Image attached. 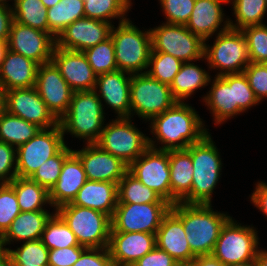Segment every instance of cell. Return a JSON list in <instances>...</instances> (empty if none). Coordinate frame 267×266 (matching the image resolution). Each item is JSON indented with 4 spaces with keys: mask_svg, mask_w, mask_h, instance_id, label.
Returning <instances> with one entry per match:
<instances>
[{
    "mask_svg": "<svg viewBox=\"0 0 267 266\" xmlns=\"http://www.w3.org/2000/svg\"><path fill=\"white\" fill-rule=\"evenodd\" d=\"M170 208V203L117 204L110 232L156 234Z\"/></svg>",
    "mask_w": 267,
    "mask_h": 266,
    "instance_id": "13",
    "label": "cell"
},
{
    "mask_svg": "<svg viewBox=\"0 0 267 266\" xmlns=\"http://www.w3.org/2000/svg\"><path fill=\"white\" fill-rule=\"evenodd\" d=\"M222 3L228 0H196L186 27L204 42L219 30L224 21Z\"/></svg>",
    "mask_w": 267,
    "mask_h": 266,
    "instance_id": "28",
    "label": "cell"
},
{
    "mask_svg": "<svg viewBox=\"0 0 267 266\" xmlns=\"http://www.w3.org/2000/svg\"><path fill=\"white\" fill-rule=\"evenodd\" d=\"M241 31L247 42L250 61L253 63L267 62L266 24L249 26Z\"/></svg>",
    "mask_w": 267,
    "mask_h": 266,
    "instance_id": "44",
    "label": "cell"
},
{
    "mask_svg": "<svg viewBox=\"0 0 267 266\" xmlns=\"http://www.w3.org/2000/svg\"><path fill=\"white\" fill-rule=\"evenodd\" d=\"M131 117H117L104 126L99 140L95 143L103 151L122 159L127 165L135 161L149 147L145 136L131 122Z\"/></svg>",
    "mask_w": 267,
    "mask_h": 266,
    "instance_id": "9",
    "label": "cell"
},
{
    "mask_svg": "<svg viewBox=\"0 0 267 266\" xmlns=\"http://www.w3.org/2000/svg\"><path fill=\"white\" fill-rule=\"evenodd\" d=\"M168 203L129 171L118 183V204Z\"/></svg>",
    "mask_w": 267,
    "mask_h": 266,
    "instance_id": "35",
    "label": "cell"
},
{
    "mask_svg": "<svg viewBox=\"0 0 267 266\" xmlns=\"http://www.w3.org/2000/svg\"><path fill=\"white\" fill-rule=\"evenodd\" d=\"M255 261L257 266H267V251L259 249Z\"/></svg>",
    "mask_w": 267,
    "mask_h": 266,
    "instance_id": "57",
    "label": "cell"
},
{
    "mask_svg": "<svg viewBox=\"0 0 267 266\" xmlns=\"http://www.w3.org/2000/svg\"><path fill=\"white\" fill-rule=\"evenodd\" d=\"M52 215L53 213L50 214L48 211L21 212L0 237V248L5 249V246L11 244V241L39 240Z\"/></svg>",
    "mask_w": 267,
    "mask_h": 266,
    "instance_id": "29",
    "label": "cell"
},
{
    "mask_svg": "<svg viewBox=\"0 0 267 266\" xmlns=\"http://www.w3.org/2000/svg\"><path fill=\"white\" fill-rule=\"evenodd\" d=\"M232 6L236 24L229 20V27L242 30L249 26L262 25L264 14L267 12L266 0H228ZM232 21V22H231Z\"/></svg>",
    "mask_w": 267,
    "mask_h": 266,
    "instance_id": "38",
    "label": "cell"
},
{
    "mask_svg": "<svg viewBox=\"0 0 267 266\" xmlns=\"http://www.w3.org/2000/svg\"><path fill=\"white\" fill-rule=\"evenodd\" d=\"M211 82V78L206 70L194 63L185 62L180 71L175 75L170 84L173 97L180 102L191 97L194 91L205 87Z\"/></svg>",
    "mask_w": 267,
    "mask_h": 266,
    "instance_id": "31",
    "label": "cell"
},
{
    "mask_svg": "<svg viewBox=\"0 0 267 266\" xmlns=\"http://www.w3.org/2000/svg\"><path fill=\"white\" fill-rule=\"evenodd\" d=\"M45 8H50L61 0H41Z\"/></svg>",
    "mask_w": 267,
    "mask_h": 266,
    "instance_id": "59",
    "label": "cell"
},
{
    "mask_svg": "<svg viewBox=\"0 0 267 266\" xmlns=\"http://www.w3.org/2000/svg\"><path fill=\"white\" fill-rule=\"evenodd\" d=\"M103 109L95 90L74 92L67 112L59 119L63 134L69 132L87 144L96 143L104 129Z\"/></svg>",
    "mask_w": 267,
    "mask_h": 266,
    "instance_id": "4",
    "label": "cell"
},
{
    "mask_svg": "<svg viewBox=\"0 0 267 266\" xmlns=\"http://www.w3.org/2000/svg\"><path fill=\"white\" fill-rule=\"evenodd\" d=\"M178 262L157 246L132 266H177Z\"/></svg>",
    "mask_w": 267,
    "mask_h": 266,
    "instance_id": "52",
    "label": "cell"
},
{
    "mask_svg": "<svg viewBox=\"0 0 267 266\" xmlns=\"http://www.w3.org/2000/svg\"><path fill=\"white\" fill-rule=\"evenodd\" d=\"M51 61L74 92L94 90L97 75L82 51L55 46Z\"/></svg>",
    "mask_w": 267,
    "mask_h": 266,
    "instance_id": "20",
    "label": "cell"
},
{
    "mask_svg": "<svg viewBox=\"0 0 267 266\" xmlns=\"http://www.w3.org/2000/svg\"><path fill=\"white\" fill-rule=\"evenodd\" d=\"M243 72L256 98L261 102L267 97V67L263 63L250 62Z\"/></svg>",
    "mask_w": 267,
    "mask_h": 266,
    "instance_id": "48",
    "label": "cell"
},
{
    "mask_svg": "<svg viewBox=\"0 0 267 266\" xmlns=\"http://www.w3.org/2000/svg\"><path fill=\"white\" fill-rule=\"evenodd\" d=\"M84 17V0H61L47 8L49 33L56 39L68 25Z\"/></svg>",
    "mask_w": 267,
    "mask_h": 266,
    "instance_id": "34",
    "label": "cell"
},
{
    "mask_svg": "<svg viewBox=\"0 0 267 266\" xmlns=\"http://www.w3.org/2000/svg\"><path fill=\"white\" fill-rule=\"evenodd\" d=\"M128 171L171 204L169 150L148 147L129 165Z\"/></svg>",
    "mask_w": 267,
    "mask_h": 266,
    "instance_id": "14",
    "label": "cell"
},
{
    "mask_svg": "<svg viewBox=\"0 0 267 266\" xmlns=\"http://www.w3.org/2000/svg\"><path fill=\"white\" fill-rule=\"evenodd\" d=\"M0 266H13L8 250L0 248Z\"/></svg>",
    "mask_w": 267,
    "mask_h": 266,
    "instance_id": "56",
    "label": "cell"
},
{
    "mask_svg": "<svg viewBox=\"0 0 267 266\" xmlns=\"http://www.w3.org/2000/svg\"><path fill=\"white\" fill-rule=\"evenodd\" d=\"M60 124L41 129L33 138L16 148L17 177L30 178L40 166L64 146Z\"/></svg>",
    "mask_w": 267,
    "mask_h": 266,
    "instance_id": "12",
    "label": "cell"
},
{
    "mask_svg": "<svg viewBox=\"0 0 267 266\" xmlns=\"http://www.w3.org/2000/svg\"><path fill=\"white\" fill-rule=\"evenodd\" d=\"M156 247V235L144 232H110L108 250L112 263L132 266Z\"/></svg>",
    "mask_w": 267,
    "mask_h": 266,
    "instance_id": "21",
    "label": "cell"
},
{
    "mask_svg": "<svg viewBox=\"0 0 267 266\" xmlns=\"http://www.w3.org/2000/svg\"><path fill=\"white\" fill-rule=\"evenodd\" d=\"M207 96L203 97L205 105L210 109L215 124H222L224 121L237 115V103L234 95V74L217 76L212 82Z\"/></svg>",
    "mask_w": 267,
    "mask_h": 266,
    "instance_id": "26",
    "label": "cell"
},
{
    "mask_svg": "<svg viewBox=\"0 0 267 266\" xmlns=\"http://www.w3.org/2000/svg\"><path fill=\"white\" fill-rule=\"evenodd\" d=\"M8 50V40H0V67Z\"/></svg>",
    "mask_w": 267,
    "mask_h": 266,
    "instance_id": "58",
    "label": "cell"
},
{
    "mask_svg": "<svg viewBox=\"0 0 267 266\" xmlns=\"http://www.w3.org/2000/svg\"><path fill=\"white\" fill-rule=\"evenodd\" d=\"M73 153L80 159L87 180L118 184L129 169L122 159L103 151L95 143L87 144L78 151L73 150Z\"/></svg>",
    "mask_w": 267,
    "mask_h": 266,
    "instance_id": "18",
    "label": "cell"
},
{
    "mask_svg": "<svg viewBox=\"0 0 267 266\" xmlns=\"http://www.w3.org/2000/svg\"><path fill=\"white\" fill-rule=\"evenodd\" d=\"M15 191L21 212L47 211L45 204L51 206L49 191L30 178L16 177L9 183Z\"/></svg>",
    "mask_w": 267,
    "mask_h": 266,
    "instance_id": "32",
    "label": "cell"
},
{
    "mask_svg": "<svg viewBox=\"0 0 267 266\" xmlns=\"http://www.w3.org/2000/svg\"><path fill=\"white\" fill-rule=\"evenodd\" d=\"M177 266H196V264L194 262L178 263Z\"/></svg>",
    "mask_w": 267,
    "mask_h": 266,
    "instance_id": "62",
    "label": "cell"
},
{
    "mask_svg": "<svg viewBox=\"0 0 267 266\" xmlns=\"http://www.w3.org/2000/svg\"><path fill=\"white\" fill-rule=\"evenodd\" d=\"M171 205L181 202L191 191L193 163L186 149L169 150Z\"/></svg>",
    "mask_w": 267,
    "mask_h": 266,
    "instance_id": "30",
    "label": "cell"
},
{
    "mask_svg": "<svg viewBox=\"0 0 267 266\" xmlns=\"http://www.w3.org/2000/svg\"><path fill=\"white\" fill-rule=\"evenodd\" d=\"M151 52L167 53L183 63L204 58V41L185 25L167 24L150 29Z\"/></svg>",
    "mask_w": 267,
    "mask_h": 266,
    "instance_id": "11",
    "label": "cell"
},
{
    "mask_svg": "<svg viewBox=\"0 0 267 266\" xmlns=\"http://www.w3.org/2000/svg\"><path fill=\"white\" fill-rule=\"evenodd\" d=\"M234 95L235 103H237V114L239 115L247 109H250V107L260 103L250 87L244 72L234 73Z\"/></svg>",
    "mask_w": 267,
    "mask_h": 266,
    "instance_id": "47",
    "label": "cell"
},
{
    "mask_svg": "<svg viewBox=\"0 0 267 266\" xmlns=\"http://www.w3.org/2000/svg\"><path fill=\"white\" fill-rule=\"evenodd\" d=\"M55 212L75 234L79 245L86 248H108L111 218L94 209L68 203Z\"/></svg>",
    "mask_w": 267,
    "mask_h": 266,
    "instance_id": "7",
    "label": "cell"
},
{
    "mask_svg": "<svg viewBox=\"0 0 267 266\" xmlns=\"http://www.w3.org/2000/svg\"><path fill=\"white\" fill-rule=\"evenodd\" d=\"M131 4V0H84L85 17L109 23L119 18L120 23L128 19L125 14Z\"/></svg>",
    "mask_w": 267,
    "mask_h": 266,
    "instance_id": "37",
    "label": "cell"
},
{
    "mask_svg": "<svg viewBox=\"0 0 267 266\" xmlns=\"http://www.w3.org/2000/svg\"><path fill=\"white\" fill-rule=\"evenodd\" d=\"M35 88L48 109L59 120L67 112L74 91L52 61L38 66Z\"/></svg>",
    "mask_w": 267,
    "mask_h": 266,
    "instance_id": "17",
    "label": "cell"
},
{
    "mask_svg": "<svg viewBox=\"0 0 267 266\" xmlns=\"http://www.w3.org/2000/svg\"><path fill=\"white\" fill-rule=\"evenodd\" d=\"M40 240L49 250L81 246L75 234L56 212L47 221Z\"/></svg>",
    "mask_w": 267,
    "mask_h": 266,
    "instance_id": "39",
    "label": "cell"
},
{
    "mask_svg": "<svg viewBox=\"0 0 267 266\" xmlns=\"http://www.w3.org/2000/svg\"><path fill=\"white\" fill-rule=\"evenodd\" d=\"M193 262L196 264V266H225L213 255L195 257Z\"/></svg>",
    "mask_w": 267,
    "mask_h": 266,
    "instance_id": "55",
    "label": "cell"
},
{
    "mask_svg": "<svg viewBox=\"0 0 267 266\" xmlns=\"http://www.w3.org/2000/svg\"><path fill=\"white\" fill-rule=\"evenodd\" d=\"M94 73L98 76L118 70L112 38L83 51Z\"/></svg>",
    "mask_w": 267,
    "mask_h": 266,
    "instance_id": "41",
    "label": "cell"
},
{
    "mask_svg": "<svg viewBox=\"0 0 267 266\" xmlns=\"http://www.w3.org/2000/svg\"><path fill=\"white\" fill-rule=\"evenodd\" d=\"M13 7L14 21L49 33L47 8L41 0H16Z\"/></svg>",
    "mask_w": 267,
    "mask_h": 266,
    "instance_id": "36",
    "label": "cell"
},
{
    "mask_svg": "<svg viewBox=\"0 0 267 266\" xmlns=\"http://www.w3.org/2000/svg\"><path fill=\"white\" fill-rule=\"evenodd\" d=\"M183 62L174 56L162 53V52H151L148 68L146 73L165 84L170 85L175 75L180 71Z\"/></svg>",
    "mask_w": 267,
    "mask_h": 266,
    "instance_id": "42",
    "label": "cell"
},
{
    "mask_svg": "<svg viewBox=\"0 0 267 266\" xmlns=\"http://www.w3.org/2000/svg\"><path fill=\"white\" fill-rule=\"evenodd\" d=\"M223 23L215 43L211 47L204 43V59L210 69L220 70L217 76L242 73L251 62L245 36L241 30L229 27V19Z\"/></svg>",
    "mask_w": 267,
    "mask_h": 266,
    "instance_id": "6",
    "label": "cell"
},
{
    "mask_svg": "<svg viewBox=\"0 0 267 266\" xmlns=\"http://www.w3.org/2000/svg\"><path fill=\"white\" fill-rule=\"evenodd\" d=\"M42 128L3 111L0 114V141L18 148L33 138Z\"/></svg>",
    "mask_w": 267,
    "mask_h": 266,
    "instance_id": "33",
    "label": "cell"
},
{
    "mask_svg": "<svg viewBox=\"0 0 267 266\" xmlns=\"http://www.w3.org/2000/svg\"><path fill=\"white\" fill-rule=\"evenodd\" d=\"M254 227L242 226L232 217L223 225L212 255L225 266L254 261L259 251Z\"/></svg>",
    "mask_w": 267,
    "mask_h": 266,
    "instance_id": "10",
    "label": "cell"
},
{
    "mask_svg": "<svg viewBox=\"0 0 267 266\" xmlns=\"http://www.w3.org/2000/svg\"><path fill=\"white\" fill-rule=\"evenodd\" d=\"M9 251L13 266H48L49 249L41 242L34 240L23 242L17 249Z\"/></svg>",
    "mask_w": 267,
    "mask_h": 266,
    "instance_id": "40",
    "label": "cell"
},
{
    "mask_svg": "<svg viewBox=\"0 0 267 266\" xmlns=\"http://www.w3.org/2000/svg\"><path fill=\"white\" fill-rule=\"evenodd\" d=\"M227 266H257L256 261H249V262H243V263H235V264H230Z\"/></svg>",
    "mask_w": 267,
    "mask_h": 266,
    "instance_id": "60",
    "label": "cell"
},
{
    "mask_svg": "<svg viewBox=\"0 0 267 266\" xmlns=\"http://www.w3.org/2000/svg\"><path fill=\"white\" fill-rule=\"evenodd\" d=\"M177 100L170 85L162 83L147 73L132 74L130 80V117L138 115L150 121L172 107Z\"/></svg>",
    "mask_w": 267,
    "mask_h": 266,
    "instance_id": "8",
    "label": "cell"
},
{
    "mask_svg": "<svg viewBox=\"0 0 267 266\" xmlns=\"http://www.w3.org/2000/svg\"><path fill=\"white\" fill-rule=\"evenodd\" d=\"M111 263L108 248H86L73 266H109Z\"/></svg>",
    "mask_w": 267,
    "mask_h": 266,
    "instance_id": "51",
    "label": "cell"
},
{
    "mask_svg": "<svg viewBox=\"0 0 267 266\" xmlns=\"http://www.w3.org/2000/svg\"><path fill=\"white\" fill-rule=\"evenodd\" d=\"M255 185V191H253L250 197L251 203L267 216V184L258 182Z\"/></svg>",
    "mask_w": 267,
    "mask_h": 266,
    "instance_id": "53",
    "label": "cell"
},
{
    "mask_svg": "<svg viewBox=\"0 0 267 266\" xmlns=\"http://www.w3.org/2000/svg\"><path fill=\"white\" fill-rule=\"evenodd\" d=\"M55 46L56 39L50 33L13 20L8 37L9 50L41 65L51 61Z\"/></svg>",
    "mask_w": 267,
    "mask_h": 266,
    "instance_id": "16",
    "label": "cell"
},
{
    "mask_svg": "<svg viewBox=\"0 0 267 266\" xmlns=\"http://www.w3.org/2000/svg\"><path fill=\"white\" fill-rule=\"evenodd\" d=\"M15 1H16V0H14V3H15ZM7 2H8L7 0H0V5L9 7V5H8Z\"/></svg>",
    "mask_w": 267,
    "mask_h": 266,
    "instance_id": "63",
    "label": "cell"
},
{
    "mask_svg": "<svg viewBox=\"0 0 267 266\" xmlns=\"http://www.w3.org/2000/svg\"><path fill=\"white\" fill-rule=\"evenodd\" d=\"M72 152L73 150L65 145L56 155L44 162L30 179L50 191L58 181L65 159Z\"/></svg>",
    "mask_w": 267,
    "mask_h": 266,
    "instance_id": "43",
    "label": "cell"
},
{
    "mask_svg": "<svg viewBox=\"0 0 267 266\" xmlns=\"http://www.w3.org/2000/svg\"><path fill=\"white\" fill-rule=\"evenodd\" d=\"M112 27V23L97 19H77L56 38V47L83 52L110 38Z\"/></svg>",
    "mask_w": 267,
    "mask_h": 266,
    "instance_id": "19",
    "label": "cell"
},
{
    "mask_svg": "<svg viewBox=\"0 0 267 266\" xmlns=\"http://www.w3.org/2000/svg\"><path fill=\"white\" fill-rule=\"evenodd\" d=\"M13 20V11L11 6L6 7L0 5V40H8Z\"/></svg>",
    "mask_w": 267,
    "mask_h": 266,
    "instance_id": "54",
    "label": "cell"
},
{
    "mask_svg": "<svg viewBox=\"0 0 267 266\" xmlns=\"http://www.w3.org/2000/svg\"><path fill=\"white\" fill-rule=\"evenodd\" d=\"M110 37L115 47L117 69L130 74L146 73L152 50L150 29L142 32L126 19L117 28L113 25Z\"/></svg>",
    "mask_w": 267,
    "mask_h": 266,
    "instance_id": "5",
    "label": "cell"
},
{
    "mask_svg": "<svg viewBox=\"0 0 267 266\" xmlns=\"http://www.w3.org/2000/svg\"><path fill=\"white\" fill-rule=\"evenodd\" d=\"M109 266H120V265L115 264V263H111Z\"/></svg>",
    "mask_w": 267,
    "mask_h": 266,
    "instance_id": "64",
    "label": "cell"
},
{
    "mask_svg": "<svg viewBox=\"0 0 267 266\" xmlns=\"http://www.w3.org/2000/svg\"><path fill=\"white\" fill-rule=\"evenodd\" d=\"M16 169V147L0 141V182H12L17 177Z\"/></svg>",
    "mask_w": 267,
    "mask_h": 266,
    "instance_id": "49",
    "label": "cell"
},
{
    "mask_svg": "<svg viewBox=\"0 0 267 266\" xmlns=\"http://www.w3.org/2000/svg\"><path fill=\"white\" fill-rule=\"evenodd\" d=\"M150 121L151 133L156 139L154 141L149 138V147L159 150L187 149L199 142L209 130L204 127L205 124L195 109L180 101ZM156 140L163 146L157 148Z\"/></svg>",
    "mask_w": 267,
    "mask_h": 266,
    "instance_id": "1",
    "label": "cell"
},
{
    "mask_svg": "<svg viewBox=\"0 0 267 266\" xmlns=\"http://www.w3.org/2000/svg\"><path fill=\"white\" fill-rule=\"evenodd\" d=\"M167 24L186 25L196 0H159Z\"/></svg>",
    "mask_w": 267,
    "mask_h": 266,
    "instance_id": "46",
    "label": "cell"
},
{
    "mask_svg": "<svg viewBox=\"0 0 267 266\" xmlns=\"http://www.w3.org/2000/svg\"><path fill=\"white\" fill-rule=\"evenodd\" d=\"M212 204L178 202L170 210L182 221L187 242L193 254L212 255L223 225L230 216L213 211Z\"/></svg>",
    "mask_w": 267,
    "mask_h": 266,
    "instance_id": "2",
    "label": "cell"
},
{
    "mask_svg": "<svg viewBox=\"0 0 267 266\" xmlns=\"http://www.w3.org/2000/svg\"><path fill=\"white\" fill-rule=\"evenodd\" d=\"M20 213L14 188L10 184L0 182V237Z\"/></svg>",
    "mask_w": 267,
    "mask_h": 266,
    "instance_id": "45",
    "label": "cell"
},
{
    "mask_svg": "<svg viewBox=\"0 0 267 266\" xmlns=\"http://www.w3.org/2000/svg\"><path fill=\"white\" fill-rule=\"evenodd\" d=\"M210 135L208 132L199 142L186 149L191 154L194 172L191 191L182 203L211 204L223 163Z\"/></svg>",
    "mask_w": 267,
    "mask_h": 266,
    "instance_id": "3",
    "label": "cell"
},
{
    "mask_svg": "<svg viewBox=\"0 0 267 266\" xmlns=\"http://www.w3.org/2000/svg\"><path fill=\"white\" fill-rule=\"evenodd\" d=\"M72 204L100 211L112 218L118 204V184L87 180Z\"/></svg>",
    "mask_w": 267,
    "mask_h": 266,
    "instance_id": "27",
    "label": "cell"
},
{
    "mask_svg": "<svg viewBox=\"0 0 267 266\" xmlns=\"http://www.w3.org/2000/svg\"><path fill=\"white\" fill-rule=\"evenodd\" d=\"M156 246L178 263L193 262L196 257L187 242L182 221L170 210L162 219L156 232Z\"/></svg>",
    "mask_w": 267,
    "mask_h": 266,
    "instance_id": "23",
    "label": "cell"
},
{
    "mask_svg": "<svg viewBox=\"0 0 267 266\" xmlns=\"http://www.w3.org/2000/svg\"><path fill=\"white\" fill-rule=\"evenodd\" d=\"M131 76L128 72L116 70L100 74L96 79L95 92L100 93V100H104L118 114V118L130 117Z\"/></svg>",
    "mask_w": 267,
    "mask_h": 266,
    "instance_id": "22",
    "label": "cell"
},
{
    "mask_svg": "<svg viewBox=\"0 0 267 266\" xmlns=\"http://www.w3.org/2000/svg\"><path fill=\"white\" fill-rule=\"evenodd\" d=\"M4 111V91L0 87V114Z\"/></svg>",
    "mask_w": 267,
    "mask_h": 266,
    "instance_id": "61",
    "label": "cell"
},
{
    "mask_svg": "<svg viewBox=\"0 0 267 266\" xmlns=\"http://www.w3.org/2000/svg\"><path fill=\"white\" fill-rule=\"evenodd\" d=\"M38 66L31 59L8 49L0 67V87L3 91L35 87Z\"/></svg>",
    "mask_w": 267,
    "mask_h": 266,
    "instance_id": "25",
    "label": "cell"
},
{
    "mask_svg": "<svg viewBox=\"0 0 267 266\" xmlns=\"http://www.w3.org/2000/svg\"><path fill=\"white\" fill-rule=\"evenodd\" d=\"M4 110L42 129L59 124V120L48 109L35 87L4 91Z\"/></svg>",
    "mask_w": 267,
    "mask_h": 266,
    "instance_id": "15",
    "label": "cell"
},
{
    "mask_svg": "<svg viewBox=\"0 0 267 266\" xmlns=\"http://www.w3.org/2000/svg\"><path fill=\"white\" fill-rule=\"evenodd\" d=\"M86 181L87 177L82 163L72 152L62 165L58 181L49 191L51 206L56 210L62 205L72 203Z\"/></svg>",
    "mask_w": 267,
    "mask_h": 266,
    "instance_id": "24",
    "label": "cell"
},
{
    "mask_svg": "<svg viewBox=\"0 0 267 266\" xmlns=\"http://www.w3.org/2000/svg\"><path fill=\"white\" fill-rule=\"evenodd\" d=\"M85 249L84 246L50 249L48 266H73Z\"/></svg>",
    "mask_w": 267,
    "mask_h": 266,
    "instance_id": "50",
    "label": "cell"
}]
</instances>
